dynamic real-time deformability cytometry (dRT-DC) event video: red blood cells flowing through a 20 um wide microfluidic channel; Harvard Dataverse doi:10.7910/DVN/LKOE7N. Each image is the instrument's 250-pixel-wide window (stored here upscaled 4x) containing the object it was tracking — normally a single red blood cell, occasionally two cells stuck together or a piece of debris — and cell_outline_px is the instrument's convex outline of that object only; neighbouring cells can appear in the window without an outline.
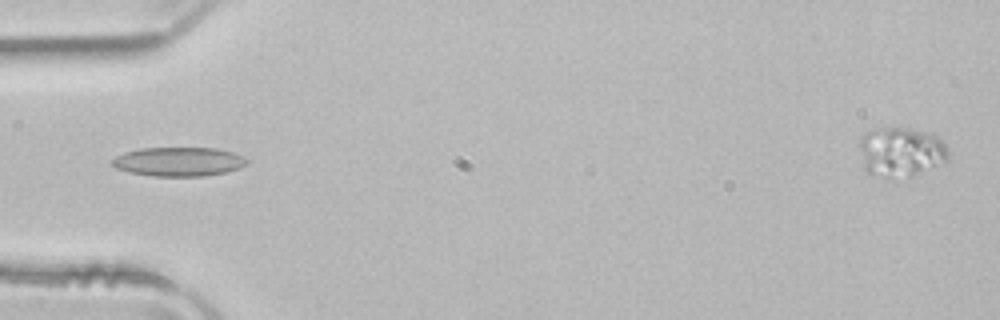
{"species": "common noctule bat (a hibernating species)", "species_latin": "Nyctalus noctula", "temperature_condition": "room temperature", "stored_images_in_passage": 36, "camera_frame_rate_fps": 3000, "um_per_image_px": 0.085, "animal": {"sex": "male", "body_mass_g": 21.5, "forearm_length_mm": 52.0}, "frame": {"image": 1, "passage_image": 1, "time_ms": 0.0, "image_size_px": [1000, 320], "cell_outline_px": [[248, 164], [240, 168], [224, 172], [204, 176], [152, 176], [128, 172], [116, 168], [108, 160], [124, 152], [140, 148], [216, 148], [232, 152], [244, 156], [248, 160]], "centroid_in_image_um": [15.17, 13.74], "position_along_channel_um": 69.8, "area_um2": 23.0}}
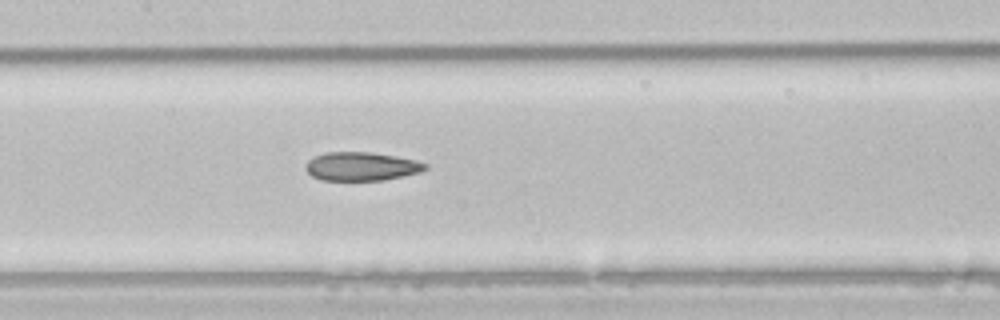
{"frame": {"image": 2, "passage_image": 9, "time_ms": 2.667, "image_size_px": [1000, 320], "cell_outline_px": [[428, 168], [420, 172], [384, 180], [320, 180], [312, 176], [304, 168], [308, 160], [316, 156], [328, 152], [372, 152], [396, 156], [416, 160], [428, 164]], "centroid_in_image_um": [30.73, 14.14], "position_along_channel_um": 176.7, "area_um2": 19.94}}
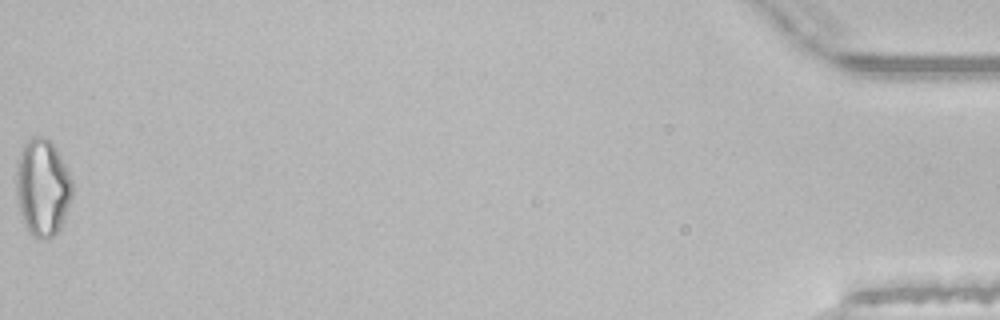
{"frame": {"image": 3, "passage_image": 36, "time_ms": 11.667, "image_size_px": [1000, 320], "cell_outline_px": [[72, 196], [60, 228], [48, 240], [40, 240], [32, 236], [28, 232], [24, 224], [20, 212], [16, 180], [16, 164], [20, 148], [32, 136], [44, 136], [52, 140], [72, 180]], "centroid_in_image_um": [3.6, 15.92], "position_along_channel_um": 431.6, "area_um2": 31.91}, "authors_computed_cell_mechanics": {"area_um2": 20.8947, "velocity_mm_per_s": 3.9738, "shape_relaxation_time_tau1_ms": null, "shape_relaxation_time_tau2_ms": 3.8254, "deformation_change_tau1": null, "deformation_change_tau2": 0.1192}}